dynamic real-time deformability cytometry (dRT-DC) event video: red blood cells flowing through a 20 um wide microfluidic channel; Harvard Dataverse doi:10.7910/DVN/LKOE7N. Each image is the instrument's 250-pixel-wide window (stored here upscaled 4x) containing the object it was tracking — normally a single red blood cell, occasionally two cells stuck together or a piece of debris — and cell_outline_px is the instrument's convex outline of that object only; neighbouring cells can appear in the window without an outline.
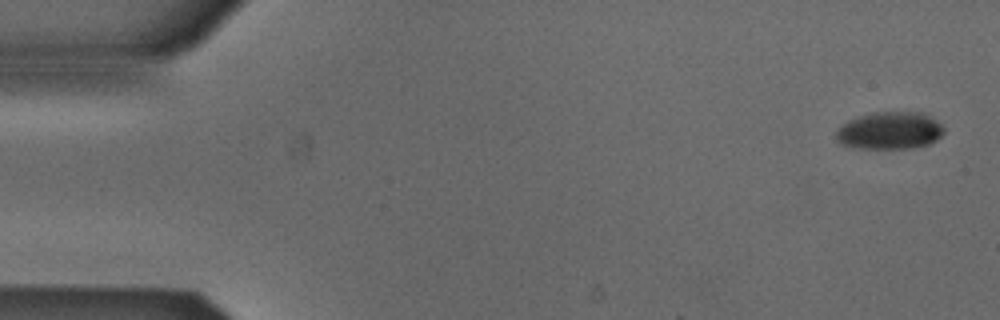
{"species": "Egyptian fruit bat (a non-hibernating species)", "species_latin": "Rousettus aegyptiacus", "temperature_condition": "cold", "stored_images_in_passage": 3, "camera_frame_rate_fps": 3000, "um_per_image_px": 0.085, "animal": {"sex": "male"}, "frame": {"image": 1, "passage_image": 1, "time_ms": 0.0, "image_size_px": [1000, 320], "cell_outline_px": [[944, 132], [936, 140], [928, 144], [912, 148], [852, 148], [840, 144], [836, 140], [836, 128], [848, 120], [872, 112], [920, 112], [936, 120], [944, 128]], "centroid_in_image_um": [75.58, 11.11], "position_along_channel_um": 9.4, "area_um2": 23.58}}